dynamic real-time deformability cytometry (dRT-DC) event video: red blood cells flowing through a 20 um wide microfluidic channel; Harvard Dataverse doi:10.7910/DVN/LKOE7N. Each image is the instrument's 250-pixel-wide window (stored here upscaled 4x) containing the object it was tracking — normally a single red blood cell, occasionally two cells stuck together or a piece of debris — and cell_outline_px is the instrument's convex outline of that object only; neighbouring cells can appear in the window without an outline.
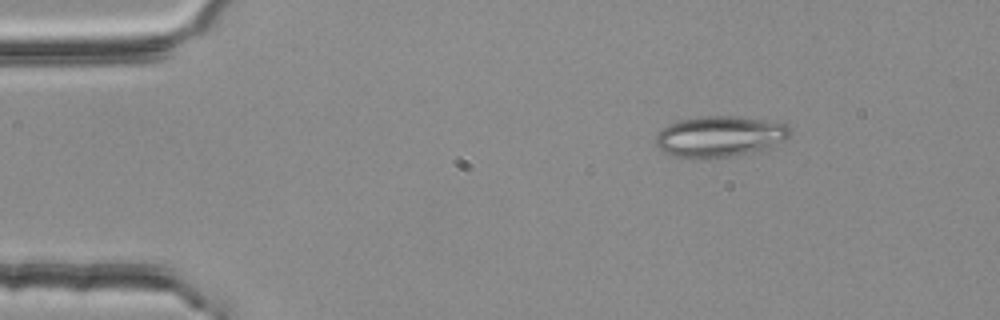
{"species": "common noctule bat (a hibernating species)", "species_latin": "Nyctalus noctula", "temperature_condition": "room temperature", "stored_images_in_passage": 3, "camera_frame_rate_fps": 3000, "um_per_image_px": 0.085, "animal": {"sex": "female", "body_mass_g": 25.1}, "frame": {"image": 1, "passage_image": 1, "time_ms": 0.0, "image_size_px": [1000, 320], "cell_outline_px": [[792, 132], [784, 140], [768, 148], [732, 156], [700, 160], [692, 160], [676, 156], [664, 152], [656, 144], [656, 136], [668, 124], [680, 120], [704, 116], [736, 116], [768, 120], [788, 124], [792, 128]], "centroid_in_image_um": [61.2, 11.61], "position_along_channel_um": 23.8, "area_um2": 32.31}}